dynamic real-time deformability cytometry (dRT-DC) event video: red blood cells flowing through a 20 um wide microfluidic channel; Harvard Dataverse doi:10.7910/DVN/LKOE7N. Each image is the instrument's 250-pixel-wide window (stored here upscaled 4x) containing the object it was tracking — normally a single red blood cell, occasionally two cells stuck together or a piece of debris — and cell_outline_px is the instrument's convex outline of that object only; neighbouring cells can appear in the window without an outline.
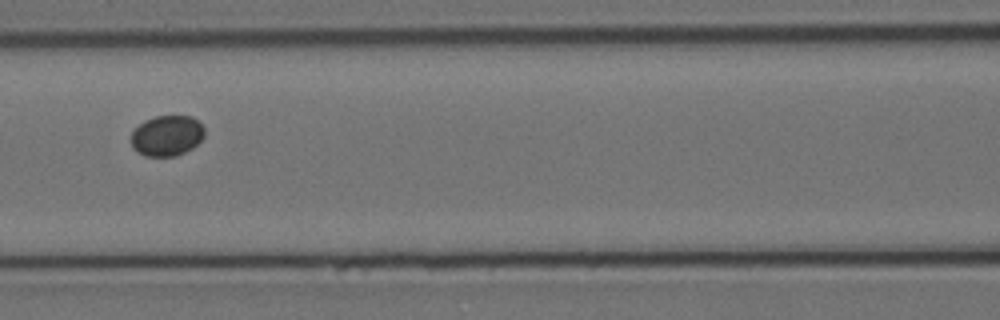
{"species": "Egyptian fruit bat (a non-hibernating species)", "species_latin": "Rousettus aegyptiacus", "temperature_condition": "cold", "stored_images_in_passage": 6, "camera_frame_rate_fps": 3000, "um_per_image_px": 0.085, "animal": {"sex": "female"}, "frame": {"image": 1, "passage_image": 3, "time_ms": 0.667, "image_size_px": [1000, 320], "cell_outline_px": [[204, 136], [192, 148], [176, 156], [144, 156], [136, 152], [132, 148], [132, 132], [144, 120], [156, 116], [192, 116], [204, 128]], "centroid_in_image_um": [14.17, 11.54], "position_along_channel_um": 152.4, "area_um2": 17.28}}